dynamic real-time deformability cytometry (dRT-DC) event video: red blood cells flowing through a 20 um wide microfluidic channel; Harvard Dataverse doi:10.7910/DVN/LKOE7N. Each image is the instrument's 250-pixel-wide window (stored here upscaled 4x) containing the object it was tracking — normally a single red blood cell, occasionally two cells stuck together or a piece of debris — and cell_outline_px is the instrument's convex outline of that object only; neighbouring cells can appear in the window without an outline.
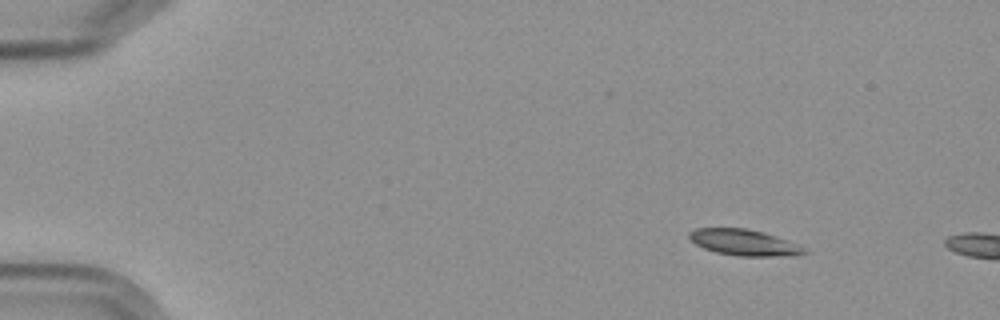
{"species": "Egyptian fruit bat (a non-hibernating species)", "species_latin": "Rousettus aegyptiacus", "temperature_condition": "cold", "stored_images_in_passage": 5, "camera_frame_rate_fps": 3000, "um_per_image_px": 0.085, "frame": {"image": 1, "passage_image": 2, "time_ms": 1.0, "image_size_px": [1000, 320], "cell_outline_px": [[808, 252], [792, 256], [740, 256], [716, 252], [704, 248], [688, 240], [688, 232], [696, 228], [748, 228], [764, 232], [776, 236], [808, 248]], "centroid_in_image_um": [63.25, 20.61], "position_along_channel_um": 21.7, "area_um2": 17.69}}
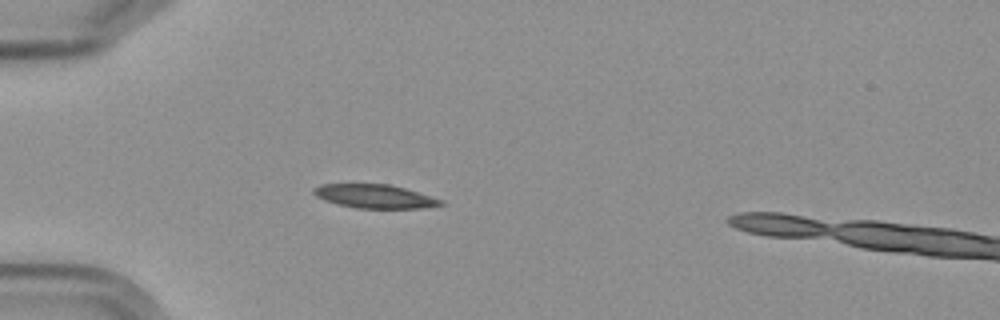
{"frame": {"image": 2, "passage_image": 4, "time_ms": 4.333, "image_size_px": [1000, 320], "cell_outline_px": [[448, 204], [424, 208], [356, 208], [324, 200], [316, 196], [312, 192], [312, 188], [320, 184], [388, 184], [404, 188], [444, 200]], "centroid_in_image_um": [31.88, 16.69], "position_along_channel_um": 53.1, "area_um2": 17.57}}